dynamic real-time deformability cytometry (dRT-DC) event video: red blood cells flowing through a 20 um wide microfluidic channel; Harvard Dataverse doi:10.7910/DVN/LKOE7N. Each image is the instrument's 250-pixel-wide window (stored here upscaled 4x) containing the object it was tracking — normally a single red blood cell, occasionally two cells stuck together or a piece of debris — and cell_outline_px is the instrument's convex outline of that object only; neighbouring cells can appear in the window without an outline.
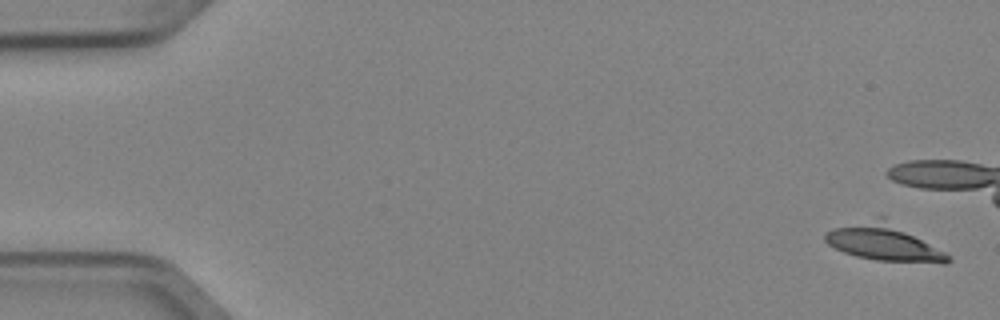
{"species": "Egyptian fruit bat (a non-hibernating species)", "species_latin": "Rousettus aegyptiacus", "temperature_condition": "cold", "stored_images_in_passage": 2, "camera_frame_rate_fps": 3000, "um_per_image_px": 0.085, "animal": {"sex": "female"}, "frame": {"image": 1, "passage_image": 2, "time_ms": 0.333, "image_size_px": [1000, 320], "cell_outline_px": [[952, 260], [944, 264], [876, 260], [856, 256], [844, 252], [828, 244], [824, 240], [824, 236], [828, 232], [836, 228], [880, 216], [884, 216], [952, 256]], "centroid_in_image_um": [75.2, 20.62], "position_along_channel_um": 9.8, "area_um2": 26.01}}